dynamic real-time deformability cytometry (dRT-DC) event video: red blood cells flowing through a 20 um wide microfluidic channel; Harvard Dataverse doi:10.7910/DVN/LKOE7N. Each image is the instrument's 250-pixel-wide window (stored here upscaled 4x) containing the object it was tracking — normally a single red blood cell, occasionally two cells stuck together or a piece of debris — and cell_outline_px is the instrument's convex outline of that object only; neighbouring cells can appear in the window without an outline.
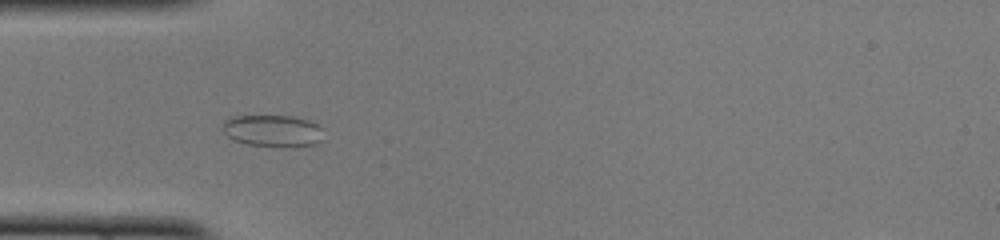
{"species": "common noctule bat (a hibernating species)", "species_latin": "Nyctalus noctula", "temperature_condition": "cold", "stored_images_in_passage": 36, "camera_frame_rate_fps": 3000, "um_per_image_px": 0.085, "animal": {"sex": "female", "body_mass_g": 22.0, "forearm_length_mm": 56.7}, "frame": {"image": 1, "passage_image": 1, "time_ms": 0.0, "image_size_px": [1000, 240], "cell_outline_px": [[320, 140], [316, 144], [248, 144], [236, 140], [228, 136], [224, 132], [224, 120], [232, 116], [292, 116], [308, 120], [316, 124], [320, 128]], "centroid_in_image_um": [23.12, 11.06], "position_along_channel_um": 61.9, "area_um2": 17.57}}
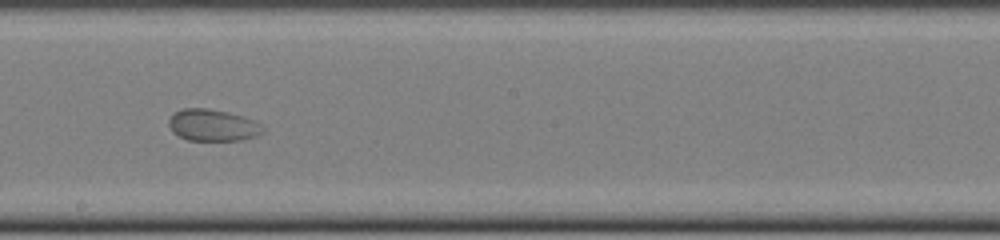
{"frame": {"image": 2, "passage_image": 14, "time_ms": 4.333, "image_size_px": [1000, 240], "cell_outline_px": [[264, 132], [256, 136], [240, 140], [188, 140], [172, 132], [168, 124], [168, 120], [176, 112], [184, 108], [208, 108], [228, 112], [244, 116], [260, 124], [264, 128]], "centroid_in_image_um": [18.09, 10.64], "position_along_channel_um": 230.1, "area_um2": 17.34}}
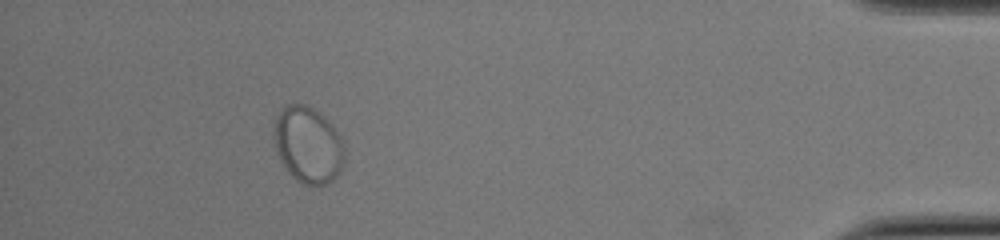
{"frame": {"image": 3, "passage_image": 32, "time_ms": 10.333, "image_size_px": [1000, 240], "cell_outline_px": [[344, 160], [340, 172], [328, 184], [300, 184], [288, 172], [280, 160], [276, 148], [272, 132], [276, 116], [288, 104], [304, 104], [312, 108], [328, 120], [340, 136], [344, 148]], "centroid_in_image_um": [26.17, 12.32], "position_along_channel_um": 409.0, "area_um2": 31.33}}